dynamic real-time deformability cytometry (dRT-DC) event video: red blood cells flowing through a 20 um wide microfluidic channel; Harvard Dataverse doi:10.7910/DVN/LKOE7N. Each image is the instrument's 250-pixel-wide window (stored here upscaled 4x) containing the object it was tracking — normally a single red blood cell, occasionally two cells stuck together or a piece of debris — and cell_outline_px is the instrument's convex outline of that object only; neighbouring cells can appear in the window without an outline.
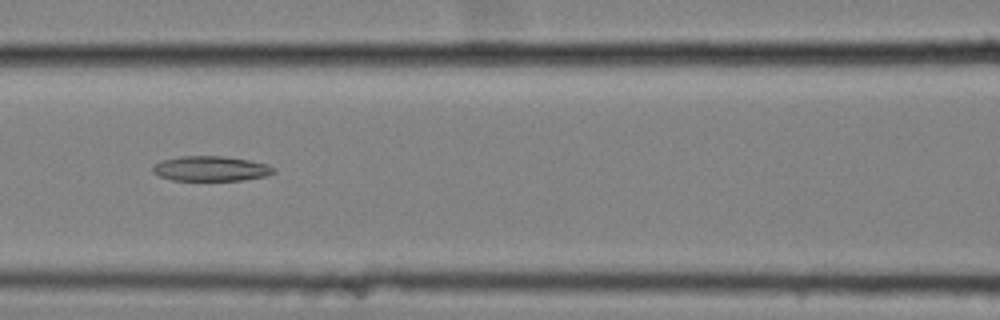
{"species": "common noctule bat (a hibernating species)", "species_latin": "Nyctalus noctula", "temperature_condition": "cold", "stored_images_in_passage": 38, "camera_frame_rate_fps": 3000, "um_per_image_px": 0.085, "animal": {"sex": "female", "body_mass_g": 25.1}, "frame": {"image": 1, "passage_image": 7, "time_ms": 2.0, "image_size_px": [1000, 320], "cell_outline_px": [[276, 172], [264, 176], [240, 180], [172, 180], [160, 176], [152, 172], [152, 168], [156, 164], [164, 160], [180, 156], [224, 156], [248, 160], [268, 164], [276, 168]], "centroid_in_image_um": [17.94, 14.33], "position_along_channel_um": 148.7, "area_um2": 17.46}}
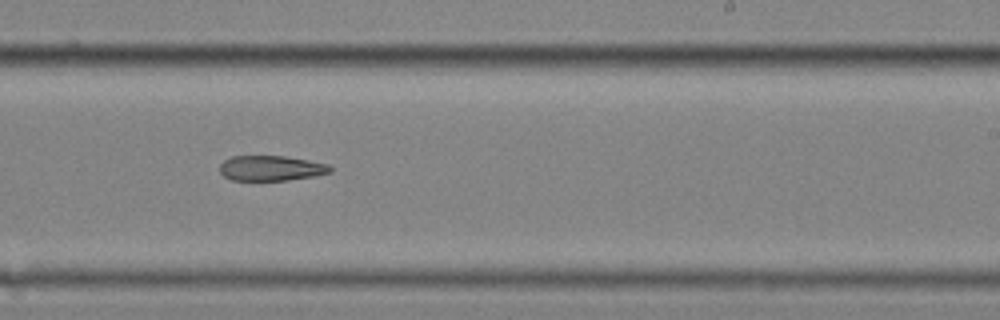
{"frame": {"image": 2, "passage_image": 17, "time_ms": 5.333, "image_size_px": [1000, 320], "cell_outline_px": [[332, 172], [316, 176], [288, 180], [232, 180], [224, 176], [220, 172], [220, 164], [224, 160], [232, 156], [284, 156], [308, 160], [328, 164], [332, 168]], "centroid_in_image_um": [23.05, 14.3], "position_along_channel_um": 265.9, "area_um2": 16.24}}
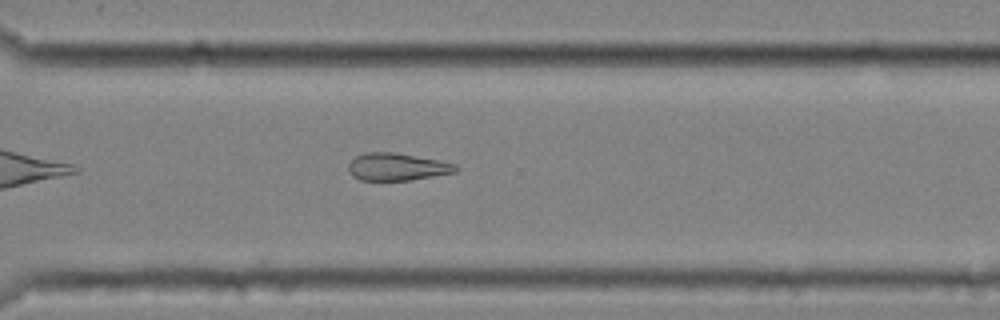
{"frame": {"image": 3, "passage_image": 23, "time_ms": 7.333, "image_size_px": [1000, 320], "cell_outline_px": [[460, 168], [456, 172], [408, 180], [360, 180], [352, 176], [348, 172], [348, 164], [356, 156], [364, 152], [392, 152], [436, 160], [456, 164]], "centroid_in_image_um": [33.71, 14.18], "position_along_channel_um": 336.9, "area_um2": 16.99}}